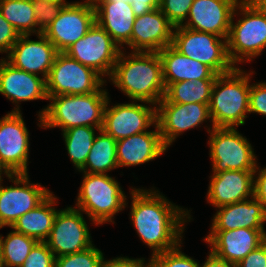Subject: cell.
<instances>
[{
  "label": "cell",
  "mask_w": 266,
  "mask_h": 267,
  "mask_svg": "<svg viewBox=\"0 0 266 267\" xmlns=\"http://www.w3.org/2000/svg\"><path fill=\"white\" fill-rule=\"evenodd\" d=\"M258 170L259 173H257ZM256 173L258 176L254 175L253 197L260 201L266 209V167L260 169L259 166H256L254 174Z\"/></svg>",
  "instance_id": "60d3db41"
},
{
  "label": "cell",
  "mask_w": 266,
  "mask_h": 267,
  "mask_svg": "<svg viewBox=\"0 0 266 267\" xmlns=\"http://www.w3.org/2000/svg\"><path fill=\"white\" fill-rule=\"evenodd\" d=\"M209 147L213 173L228 170H255L256 156L247 138L236 128L212 127Z\"/></svg>",
  "instance_id": "ba28073f"
},
{
  "label": "cell",
  "mask_w": 266,
  "mask_h": 267,
  "mask_svg": "<svg viewBox=\"0 0 266 267\" xmlns=\"http://www.w3.org/2000/svg\"><path fill=\"white\" fill-rule=\"evenodd\" d=\"M207 119H211L208 104L158 103L156 106V124L167 148L182 132L199 126Z\"/></svg>",
  "instance_id": "2e32d148"
},
{
  "label": "cell",
  "mask_w": 266,
  "mask_h": 267,
  "mask_svg": "<svg viewBox=\"0 0 266 267\" xmlns=\"http://www.w3.org/2000/svg\"><path fill=\"white\" fill-rule=\"evenodd\" d=\"M241 0H194L181 26L228 38L234 10Z\"/></svg>",
  "instance_id": "ac0fdd59"
},
{
  "label": "cell",
  "mask_w": 266,
  "mask_h": 267,
  "mask_svg": "<svg viewBox=\"0 0 266 267\" xmlns=\"http://www.w3.org/2000/svg\"><path fill=\"white\" fill-rule=\"evenodd\" d=\"M216 79L180 81L169 84L159 103L210 104L212 87Z\"/></svg>",
  "instance_id": "83f0119b"
},
{
  "label": "cell",
  "mask_w": 266,
  "mask_h": 267,
  "mask_svg": "<svg viewBox=\"0 0 266 267\" xmlns=\"http://www.w3.org/2000/svg\"><path fill=\"white\" fill-rule=\"evenodd\" d=\"M181 244L177 247L151 256L149 267H200L193 258L180 251Z\"/></svg>",
  "instance_id": "836d02e7"
},
{
  "label": "cell",
  "mask_w": 266,
  "mask_h": 267,
  "mask_svg": "<svg viewBox=\"0 0 266 267\" xmlns=\"http://www.w3.org/2000/svg\"><path fill=\"white\" fill-rule=\"evenodd\" d=\"M144 258L131 259L127 257H117L112 260H105L101 267H149V263L144 264Z\"/></svg>",
  "instance_id": "7bdbcfd3"
},
{
  "label": "cell",
  "mask_w": 266,
  "mask_h": 267,
  "mask_svg": "<svg viewBox=\"0 0 266 267\" xmlns=\"http://www.w3.org/2000/svg\"><path fill=\"white\" fill-rule=\"evenodd\" d=\"M0 267H5L3 263V255H2V248L0 244Z\"/></svg>",
  "instance_id": "c3c4849f"
},
{
  "label": "cell",
  "mask_w": 266,
  "mask_h": 267,
  "mask_svg": "<svg viewBox=\"0 0 266 267\" xmlns=\"http://www.w3.org/2000/svg\"><path fill=\"white\" fill-rule=\"evenodd\" d=\"M77 208L85 212L94 225L112 220L126 206V196L115 178L100 173H84Z\"/></svg>",
  "instance_id": "8992f818"
},
{
  "label": "cell",
  "mask_w": 266,
  "mask_h": 267,
  "mask_svg": "<svg viewBox=\"0 0 266 267\" xmlns=\"http://www.w3.org/2000/svg\"><path fill=\"white\" fill-rule=\"evenodd\" d=\"M95 22L92 0L74 2L65 5L42 34L53 43L58 52H64L85 36Z\"/></svg>",
  "instance_id": "7c38bea8"
},
{
  "label": "cell",
  "mask_w": 266,
  "mask_h": 267,
  "mask_svg": "<svg viewBox=\"0 0 266 267\" xmlns=\"http://www.w3.org/2000/svg\"><path fill=\"white\" fill-rule=\"evenodd\" d=\"M95 21L119 45L131 40L135 14L126 2H93Z\"/></svg>",
  "instance_id": "d4e9b609"
},
{
  "label": "cell",
  "mask_w": 266,
  "mask_h": 267,
  "mask_svg": "<svg viewBox=\"0 0 266 267\" xmlns=\"http://www.w3.org/2000/svg\"><path fill=\"white\" fill-rule=\"evenodd\" d=\"M158 192L131 190L130 219L140 239L153 250L152 256L181 244L184 223L186 218L191 219L188 210L172 204Z\"/></svg>",
  "instance_id": "6da1fadb"
},
{
  "label": "cell",
  "mask_w": 266,
  "mask_h": 267,
  "mask_svg": "<svg viewBox=\"0 0 266 267\" xmlns=\"http://www.w3.org/2000/svg\"><path fill=\"white\" fill-rule=\"evenodd\" d=\"M145 131L117 141V165L136 166L156 159L168 148L164 145L159 128Z\"/></svg>",
  "instance_id": "603a6c76"
},
{
  "label": "cell",
  "mask_w": 266,
  "mask_h": 267,
  "mask_svg": "<svg viewBox=\"0 0 266 267\" xmlns=\"http://www.w3.org/2000/svg\"><path fill=\"white\" fill-rule=\"evenodd\" d=\"M99 133L100 135H96L94 138L85 165L79 170L81 172L106 174V172L118 168L117 141L103 130H100Z\"/></svg>",
  "instance_id": "f1b7e54d"
},
{
  "label": "cell",
  "mask_w": 266,
  "mask_h": 267,
  "mask_svg": "<svg viewBox=\"0 0 266 267\" xmlns=\"http://www.w3.org/2000/svg\"><path fill=\"white\" fill-rule=\"evenodd\" d=\"M0 93L17 104L11 111L17 113L21 101L48 100L45 78L17 69L5 58L0 60Z\"/></svg>",
  "instance_id": "44dd1931"
},
{
  "label": "cell",
  "mask_w": 266,
  "mask_h": 267,
  "mask_svg": "<svg viewBox=\"0 0 266 267\" xmlns=\"http://www.w3.org/2000/svg\"><path fill=\"white\" fill-rule=\"evenodd\" d=\"M4 173H3V172ZM2 174H5V175H9L7 172H6V170L2 167V165L0 164V181H2L3 179H2Z\"/></svg>",
  "instance_id": "7dc6e473"
},
{
  "label": "cell",
  "mask_w": 266,
  "mask_h": 267,
  "mask_svg": "<svg viewBox=\"0 0 266 267\" xmlns=\"http://www.w3.org/2000/svg\"><path fill=\"white\" fill-rule=\"evenodd\" d=\"M0 12L20 35L37 33L33 0H0Z\"/></svg>",
  "instance_id": "f546056e"
},
{
  "label": "cell",
  "mask_w": 266,
  "mask_h": 267,
  "mask_svg": "<svg viewBox=\"0 0 266 267\" xmlns=\"http://www.w3.org/2000/svg\"><path fill=\"white\" fill-rule=\"evenodd\" d=\"M109 103L108 98L102 130L116 141L148 131L146 129L156 123L155 106L149 107L133 101L108 107Z\"/></svg>",
  "instance_id": "9a60e30c"
},
{
  "label": "cell",
  "mask_w": 266,
  "mask_h": 267,
  "mask_svg": "<svg viewBox=\"0 0 266 267\" xmlns=\"http://www.w3.org/2000/svg\"><path fill=\"white\" fill-rule=\"evenodd\" d=\"M93 2H126L128 3V0H92Z\"/></svg>",
  "instance_id": "bcb514c9"
},
{
  "label": "cell",
  "mask_w": 266,
  "mask_h": 267,
  "mask_svg": "<svg viewBox=\"0 0 266 267\" xmlns=\"http://www.w3.org/2000/svg\"><path fill=\"white\" fill-rule=\"evenodd\" d=\"M29 132L21 112L0 119V164L8 174H28Z\"/></svg>",
  "instance_id": "5bb4252c"
},
{
  "label": "cell",
  "mask_w": 266,
  "mask_h": 267,
  "mask_svg": "<svg viewBox=\"0 0 266 267\" xmlns=\"http://www.w3.org/2000/svg\"><path fill=\"white\" fill-rule=\"evenodd\" d=\"M207 257L206 261L202 264V266L200 265V267H236V265L219 258L211 251Z\"/></svg>",
  "instance_id": "ee69618b"
},
{
  "label": "cell",
  "mask_w": 266,
  "mask_h": 267,
  "mask_svg": "<svg viewBox=\"0 0 266 267\" xmlns=\"http://www.w3.org/2000/svg\"><path fill=\"white\" fill-rule=\"evenodd\" d=\"M204 241L209 244L213 254L237 265L251 251L266 241V232L249 228L211 230Z\"/></svg>",
  "instance_id": "d6986e66"
},
{
  "label": "cell",
  "mask_w": 266,
  "mask_h": 267,
  "mask_svg": "<svg viewBox=\"0 0 266 267\" xmlns=\"http://www.w3.org/2000/svg\"><path fill=\"white\" fill-rule=\"evenodd\" d=\"M71 3H57L48 0H33L34 15L37 23V35L50 25L65 5Z\"/></svg>",
  "instance_id": "e575fe53"
},
{
  "label": "cell",
  "mask_w": 266,
  "mask_h": 267,
  "mask_svg": "<svg viewBox=\"0 0 266 267\" xmlns=\"http://www.w3.org/2000/svg\"><path fill=\"white\" fill-rule=\"evenodd\" d=\"M210 230H234L249 228L264 230L266 209L252 197L244 201L218 207Z\"/></svg>",
  "instance_id": "cb8c5ba5"
},
{
  "label": "cell",
  "mask_w": 266,
  "mask_h": 267,
  "mask_svg": "<svg viewBox=\"0 0 266 267\" xmlns=\"http://www.w3.org/2000/svg\"><path fill=\"white\" fill-rule=\"evenodd\" d=\"M136 17L160 8L161 0H128Z\"/></svg>",
  "instance_id": "b9f144b4"
},
{
  "label": "cell",
  "mask_w": 266,
  "mask_h": 267,
  "mask_svg": "<svg viewBox=\"0 0 266 267\" xmlns=\"http://www.w3.org/2000/svg\"><path fill=\"white\" fill-rule=\"evenodd\" d=\"M30 35H20L7 55V62L13 67L33 73L41 74L47 79L54 60L59 53L51 41L42 33L39 40L29 39Z\"/></svg>",
  "instance_id": "e0dca14e"
},
{
  "label": "cell",
  "mask_w": 266,
  "mask_h": 267,
  "mask_svg": "<svg viewBox=\"0 0 266 267\" xmlns=\"http://www.w3.org/2000/svg\"><path fill=\"white\" fill-rule=\"evenodd\" d=\"M38 1H41V0H38ZM48 1L57 2V3H68V2H65L66 0H48Z\"/></svg>",
  "instance_id": "681fc988"
},
{
  "label": "cell",
  "mask_w": 266,
  "mask_h": 267,
  "mask_svg": "<svg viewBox=\"0 0 266 267\" xmlns=\"http://www.w3.org/2000/svg\"><path fill=\"white\" fill-rule=\"evenodd\" d=\"M56 197L51 193L35 209L28 211L12 225V229L26 236L32 237L39 242H45L53 227L55 216ZM53 206V207H52Z\"/></svg>",
  "instance_id": "4316f807"
},
{
  "label": "cell",
  "mask_w": 266,
  "mask_h": 267,
  "mask_svg": "<svg viewBox=\"0 0 266 267\" xmlns=\"http://www.w3.org/2000/svg\"><path fill=\"white\" fill-rule=\"evenodd\" d=\"M249 113L266 115V83H255L250 86Z\"/></svg>",
  "instance_id": "74e56055"
},
{
  "label": "cell",
  "mask_w": 266,
  "mask_h": 267,
  "mask_svg": "<svg viewBox=\"0 0 266 267\" xmlns=\"http://www.w3.org/2000/svg\"><path fill=\"white\" fill-rule=\"evenodd\" d=\"M242 19L235 24L234 15L238 9ZM266 48V14L249 0H241L233 13L227 38V53L231 63L251 61Z\"/></svg>",
  "instance_id": "5b68a950"
},
{
  "label": "cell",
  "mask_w": 266,
  "mask_h": 267,
  "mask_svg": "<svg viewBox=\"0 0 266 267\" xmlns=\"http://www.w3.org/2000/svg\"><path fill=\"white\" fill-rule=\"evenodd\" d=\"M95 130V127L81 126L62 131L69 157L78 170L85 165L96 136Z\"/></svg>",
  "instance_id": "4dcf8cb0"
},
{
  "label": "cell",
  "mask_w": 266,
  "mask_h": 267,
  "mask_svg": "<svg viewBox=\"0 0 266 267\" xmlns=\"http://www.w3.org/2000/svg\"><path fill=\"white\" fill-rule=\"evenodd\" d=\"M109 96L99 88L91 94L48 96L50 104L39 112L43 128L91 126L99 132L103 127L104 109Z\"/></svg>",
  "instance_id": "3957f363"
},
{
  "label": "cell",
  "mask_w": 266,
  "mask_h": 267,
  "mask_svg": "<svg viewBox=\"0 0 266 267\" xmlns=\"http://www.w3.org/2000/svg\"><path fill=\"white\" fill-rule=\"evenodd\" d=\"M38 241L15 230L5 238L0 235L3 263L5 267H20Z\"/></svg>",
  "instance_id": "1f68e13d"
},
{
  "label": "cell",
  "mask_w": 266,
  "mask_h": 267,
  "mask_svg": "<svg viewBox=\"0 0 266 267\" xmlns=\"http://www.w3.org/2000/svg\"><path fill=\"white\" fill-rule=\"evenodd\" d=\"M20 267H55V256L45 242H37Z\"/></svg>",
  "instance_id": "8d00e7d4"
},
{
  "label": "cell",
  "mask_w": 266,
  "mask_h": 267,
  "mask_svg": "<svg viewBox=\"0 0 266 267\" xmlns=\"http://www.w3.org/2000/svg\"><path fill=\"white\" fill-rule=\"evenodd\" d=\"M236 267H266V241L251 251Z\"/></svg>",
  "instance_id": "ab89813d"
},
{
  "label": "cell",
  "mask_w": 266,
  "mask_h": 267,
  "mask_svg": "<svg viewBox=\"0 0 266 267\" xmlns=\"http://www.w3.org/2000/svg\"><path fill=\"white\" fill-rule=\"evenodd\" d=\"M106 81L93 69L59 52L46 79L48 96L96 92Z\"/></svg>",
  "instance_id": "9c48e42d"
},
{
  "label": "cell",
  "mask_w": 266,
  "mask_h": 267,
  "mask_svg": "<svg viewBox=\"0 0 266 267\" xmlns=\"http://www.w3.org/2000/svg\"><path fill=\"white\" fill-rule=\"evenodd\" d=\"M251 75L238 67L217 75L209 104L212 127L235 128L245 124L246 113H249Z\"/></svg>",
  "instance_id": "277c9868"
},
{
  "label": "cell",
  "mask_w": 266,
  "mask_h": 267,
  "mask_svg": "<svg viewBox=\"0 0 266 267\" xmlns=\"http://www.w3.org/2000/svg\"><path fill=\"white\" fill-rule=\"evenodd\" d=\"M194 0H161L160 10L175 26H181L187 21L190 7Z\"/></svg>",
  "instance_id": "d590c367"
},
{
  "label": "cell",
  "mask_w": 266,
  "mask_h": 267,
  "mask_svg": "<svg viewBox=\"0 0 266 267\" xmlns=\"http://www.w3.org/2000/svg\"><path fill=\"white\" fill-rule=\"evenodd\" d=\"M7 177L15 186L4 187L0 181V228H11L19 217L35 209L51 194L39 183H30L28 174H9Z\"/></svg>",
  "instance_id": "8fae6325"
},
{
  "label": "cell",
  "mask_w": 266,
  "mask_h": 267,
  "mask_svg": "<svg viewBox=\"0 0 266 267\" xmlns=\"http://www.w3.org/2000/svg\"><path fill=\"white\" fill-rule=\"evenodd\" d=\"M103 253L95 246L55 258V267H101Z\"/></svg>",
  "instance_id": "d6a6232c"
},
{
  "label": "cell",
  "mask_w": 266,
  "mask_h": 267,
  "mask_svg": "<svg viewBox=\"0 0 266 267\" xmlns=\"http://www.w3.org/2000/svg\"><path fill=\"white\" fill-rule=\"evenodd\" d=\"M76 207L58 210L45 243L55 258L83 251L94 245L83 214Z\"/></svg>",
  "instance_id": "4fadbf2b"
},
{
  "label": "cell",
  "mask_w": 266,
  "mask_h": 267,
  "mask_svg": "<svg viewBox=\"0 0 266 267\" xmlns=\"http://www.w3.org/2000/svg\"><path fill=\"white\" fill-rule=\"evenodd\" d=\"M158 54L162 62L165 87L180 81L216 79L217 77L210 67L181 54L172 45L166 46Z\"/></svg>",
  "instance_id": "484cf974"
},
{
  "label": "cell",
  "mask_w": 266,
  "mask_h": 267,
  "mask_svg": "<svg viewBox=\"0 0 266 267\" xmlns=\"http://www.w3.org/2000/svg\"><path fill=\"white\" fill-rule=\"evenodd\" d=\"M255 170H228L213 173L207 201L216 208L253 197Z\"/></svg>",
  "instance_id": "7402d4cb"
},
{
  "label": "cell",
  "mask_w": 266,
  "mask_h": 267,
  "mask_svg": "<svg viewBox=\"0 0 266 267\" xmlns=\"http://www.w3.org/2000/svg\"><path fill=\"white\" fill-rule=\"evenodd\" d=\"M254 4L261 12L266 14V0H249Z\"/></svg>",
  "instance_id": "f6af8a7d"
},
{
  "label": "cell",
  "mask_w": 266,
  "mask_h": 267,
  "mask_svg": "<svg viewBox=\"0 0 266 267\" xmlns=\"http://www.w3.org/2000/svg\"><path fill=\"white\" fill-rule=\"evenodd\" d=\"M160 8L135 18L131 40L126 44L133 52H159L172 45L173 29Z\"/></svg>",
  "instance_id": "ffe728a7"
},
{
  "label": "cell",
  "mask_w": 266,
  "mask_h": 267,
  "mask_svg": "<svg viewBox=\"0 0 266 267\" xmlns=\"http://www.w3.org/2000/svg\"><path fill=\"white\" fill-rule=\"evenodd\" d=\"M119 45L96 22L64 53L102 76H111L121 52Z\"/></svg>",
  "instance_id": "30bf717a"
},
{
  "label": "cell",
  "mask_w": 266,
  "mask_h": 267,
  "mask_svg": "<svg viewBox=\"0 0 266 267\" xmlns=\"http://www.w3.org/2000/svg\"><path fill=\"white\" fill-rule=\"evenodd\" d=\"M124 53L121 50L110 80L133 101L157 106L166 89L158 52Z\"/></svg>",
  "instance_id": "7a4b0ae2"
},
{
  "label": "cell",
  "mask_w": 266,
  "mask_h": 267,
  "mask_svg": "<svg viewBox=\"0 0 266 267\" xmlns=\"http://www.w3.org/2000/svg\"><path fill=\"white\" fill-rule=\"evenodd\" d=\"M20 34L0 12V53H9Z\"/></svg>",
  "instance_id": "f35d334b"
},
{
  "label": "cell",
  "mask_w": 266,
  "mask_h": 267,
  "mask_svg": "<svg viewBox=\"0 0 266 267\" xmlns=\"http://www.w3.org/2000/svg\"><path fill=\"white\" fill-rule=\"evenodd\" d=\"M172 46L181 54L204 63L217 75L227 73L235 67L228 57L227 38L213 33L177 26L174 28Z\"/></svg>",
  "instance_id": "52a82bcc"
}]
</instances>
